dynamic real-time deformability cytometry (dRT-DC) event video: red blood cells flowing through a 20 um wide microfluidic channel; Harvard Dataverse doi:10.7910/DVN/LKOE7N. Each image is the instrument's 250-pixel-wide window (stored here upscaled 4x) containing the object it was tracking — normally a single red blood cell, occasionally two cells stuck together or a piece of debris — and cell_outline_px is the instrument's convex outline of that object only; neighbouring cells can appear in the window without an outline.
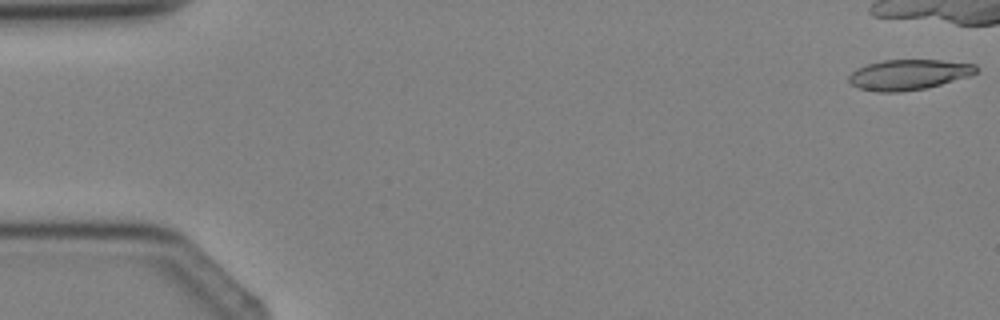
{"species": "Egyptian fruit bat (a non-hibernating species)", "species_latin": "Rousettus aegyptiacus", "temperature_condition": "cold", "stored_images_in_passage": 6, "camera_frame_rate_fps": 3000, "um_per_image_px": 0.085, "animal": {"sex": "female"}, "frame": {"image": 1, "passage_image": 1, "time_ms": 0.0, "image_size_px": [1000, 320], "cell_outline_px": [[980, 68], [972, 76], [928, 88], [900, 92], [876, 92], [860, 88], [852, 84], [848, 80], [848, 76], [856, 68], [868, 64], [884, 60], [940, 60], [976, 64]], "centroid_in_image_um": [77.28, 6.35], "position_along_channel_um": 7.7, "area_um2": 22.77}}
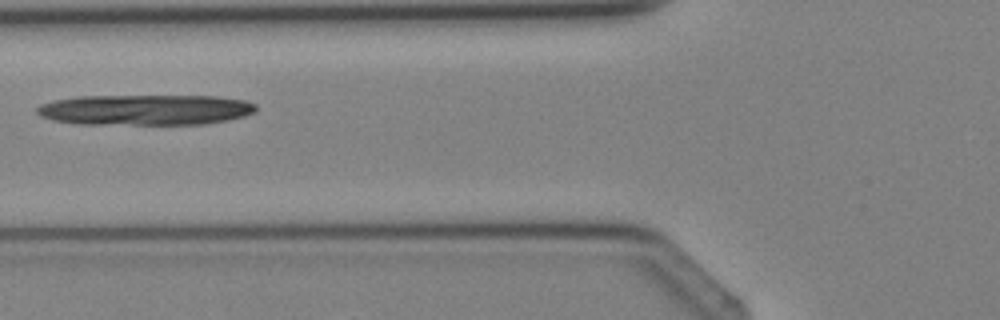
{"frame": {"image": 2, "passage_image": 6, "time_ms": 5.667, "image_size_px": [1000, 320], "cell_outline_px": [[256, 108], [252, 112], [244, 116], [228, 120], [204, 124], [76, 124], [56, 120], [40, 116], [36, 112], [36, 108], [40, 104], [56, 100], [80, 96], [216, 96], [244, 100], [256, 104]], "centroid_in_image_um": [12.35, 9.33], "position_along_channel_um": 113.5, "area_um2": 38.96}}